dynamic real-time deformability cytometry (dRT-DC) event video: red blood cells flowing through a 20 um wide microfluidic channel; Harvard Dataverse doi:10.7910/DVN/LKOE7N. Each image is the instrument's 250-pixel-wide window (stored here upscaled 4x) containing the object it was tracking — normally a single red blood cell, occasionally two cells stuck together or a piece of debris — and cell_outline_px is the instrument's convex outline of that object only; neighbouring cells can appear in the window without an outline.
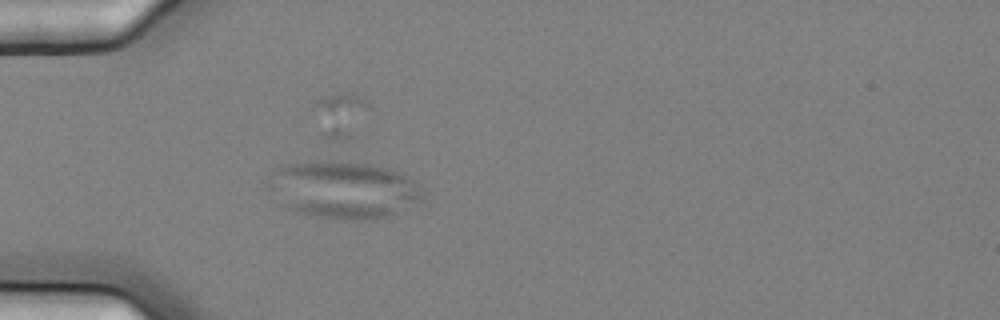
{"species": "common noctule bat (a hibernating species)", "species_latin": "Nyctalus noctula", "temperature_condition": "cold", "stored_images_in_passage": 2, "camera_frame_rate_fps": 3000, "um_per_image_px": 0.085, "animal": {"sex": "female", "body_mass_g": 25.1}, "frame": {"image": 1, "passage_image": 2, "time_ms": 0.333, "image_size_px": [1000, 320], "cell_outline_px": [[424, 196], [420, 200], [388, 216], [376, 220], [364, 220], [316, 216], [296, 212], [288, 208], [264, 188], [264, 184], [280, 168], [288, 164], [312, 160], [332, 160], [372, 164], [388, 168], [412, 180], [424, 192]], "centroid_in_image_um": [29.14, 16.11], "position_along_channel_um": 55.9, "area_um2": 51.33}}